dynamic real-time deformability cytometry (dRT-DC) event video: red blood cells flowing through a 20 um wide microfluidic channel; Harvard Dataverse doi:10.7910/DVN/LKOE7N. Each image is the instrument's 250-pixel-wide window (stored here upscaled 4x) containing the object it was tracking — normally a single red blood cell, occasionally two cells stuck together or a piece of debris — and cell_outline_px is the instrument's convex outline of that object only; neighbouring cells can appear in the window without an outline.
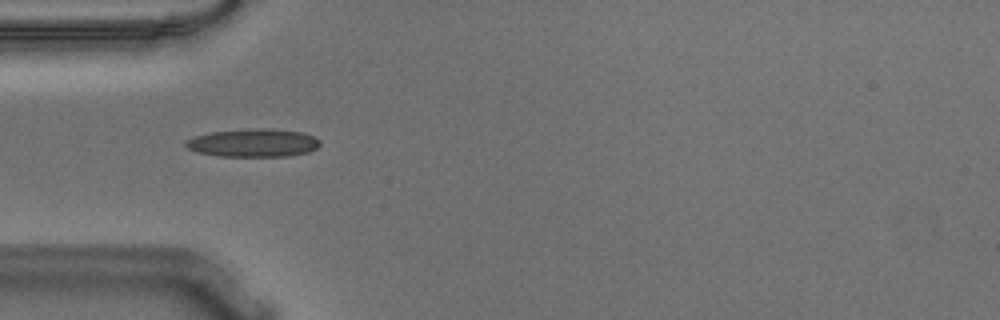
{"species": "Egyptian fruit bat (a non-hibernating species)", "species_latin": "Rousettus aegyptiacus", "temperature_condition": "warm", "stored_images_in_passage": 41, "camera_frame_rate_fps": 3000, "um_per_image_px": 0.085, "animal": {"sex": "male"}, "frame": {"image": 1, "passage_image": 3, "time_ms": 0.667, "image_size_px": [1000, 320], "cell_outline_px": [[320, 144], [316, 148], [308, 152], [288, 156], [220, 156], [196, 152], [188, 148], [184, 144], [184, 140], [208, 132], [256, 128], [272, 128], [304, 132], [320, 140]], "centroid_in_image_um": [21.52, 12.13], "position_along_channel_um": 63.5, "area_um2": 22.14}}
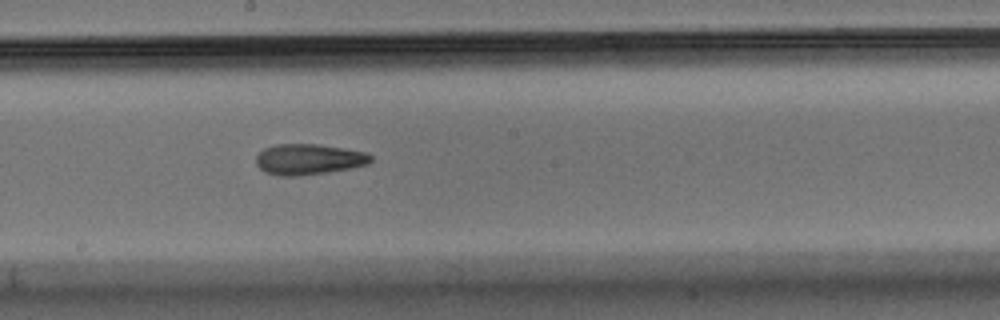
{"frame": {"image": 2, "passage_image": 16, "time_ms": 5.0, "image_size_px": [1000, 320], "cell_outline_px": [[372, 160], [368, 164], [352, 168], [328, 172], [296, 176], [280, 176], [264, 172], [256, 164], [256, 156], [264, 148], [276, 144], [316, 144], [344, 148], [364, 152], [372, 156]], "centroid_in_image_um": [26.22, 13.54], "position_along_channel_um": 222.0, "area_um2": 20.58}}
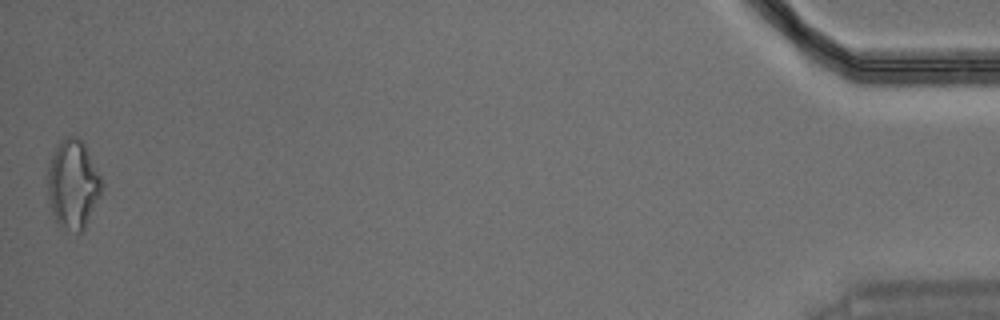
{"frame": {"image": 3, "passage_image": 41, "time_ms": 13.333, "image_size_px": [1000, 320], "cell_outline_px": [[104, 184], [100, 196], [84, 232], [76, 232], [56, 224], [48, 200], [48, 164], [60, 140], [64, 136], [76, 136], [84, 144]], "centroid_in_image_um": [6.2, 15.7], "position_along_channel_um": 429.0, "area_um2": 28.09}, "authors_computed_cell_mechanics": {"area_um2": 20.5768, "velocity_mm_per_s": 3.6452, "shape_relaxation_time_tau1_ms": 8.2767, "shape_relaxation_time_tau2_ms": 5.0968, "deformation_change_tau1": 0.2068, "deformation_change_tau2": 0.1504}}